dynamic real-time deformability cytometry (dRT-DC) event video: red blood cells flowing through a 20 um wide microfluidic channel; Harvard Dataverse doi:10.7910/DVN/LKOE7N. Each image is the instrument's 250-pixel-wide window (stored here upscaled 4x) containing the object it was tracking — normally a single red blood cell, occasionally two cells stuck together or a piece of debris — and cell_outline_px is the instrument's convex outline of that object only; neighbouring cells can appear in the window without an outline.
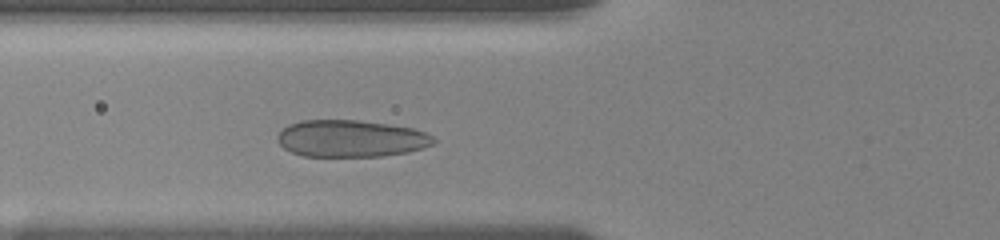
{"species": "human", "species_latin": "Homo sapiens", "temperature_condition": "room temperature", "stored_images_in_passage": 5, "camera_frame_rate_fps": 3000, "um_per_image_px": 0.085, "donor": {"sex": "female"}, "frame": {"image": 1, "passage_image": 5, "time_ms": 3.667, "image_size_px": [1000, 240], "cell_outline_px": [[436, 140], [432, 144], [424, 148], [408, 152], [380, 156], [304, 156], [292, 152], [284, 148], [276, 140], [276, 136], [288, 124], [300, 120], [360, 120], [388, 124], [412, 128], [424, 132], [432, 136]], "centroid_in_image_um": [29.81, 11.77], "position_along_channel_um": 96.0, "area_um2": 33.64}}